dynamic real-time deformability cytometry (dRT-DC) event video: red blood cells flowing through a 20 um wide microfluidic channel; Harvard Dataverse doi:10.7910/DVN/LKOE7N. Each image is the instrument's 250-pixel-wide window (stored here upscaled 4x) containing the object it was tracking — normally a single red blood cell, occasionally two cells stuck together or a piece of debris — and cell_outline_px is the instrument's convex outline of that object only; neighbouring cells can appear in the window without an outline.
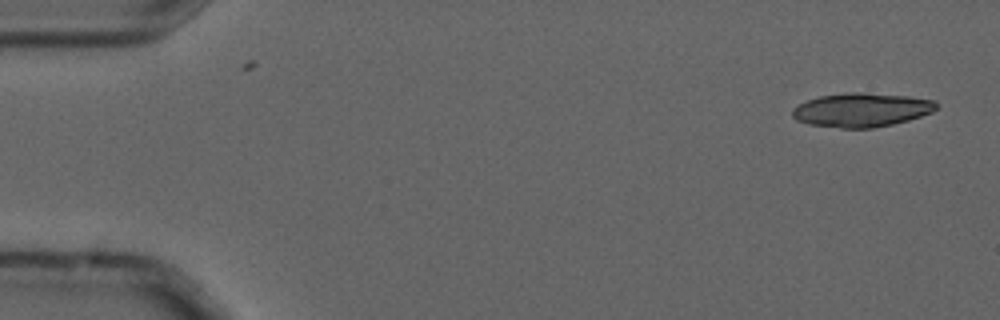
{"species": "common noctule bat (a hibernating species)", "species_latin": "Nyctalus noctula", "temperature_condition": "cold", "stored_images_in_passage": 2, "camera_frame_rate_fps": 3000, "um_per_image_px": 0.085, "animal": {"sex": "male", "forearm_length_mm": 52.5}, "frame": {"image": 1, "passage_image": 1, "time_ms": 0.0, "image_size_px": [1000, 320], "cell_outline_px": [[940, 104], [932, 112], [908, 120], [892, 124], [872, 128], [840, 128], [808, 124], [796, 120], [792, 116], [792, 108], [808, 100], [820, 96], [844, 92], [864, 92], [908, 96], [936, 100]], "centroid_in_image_um": [73.24, 9.33], "position_along_channel_um": 11.8, "area_um2": 28.61}}